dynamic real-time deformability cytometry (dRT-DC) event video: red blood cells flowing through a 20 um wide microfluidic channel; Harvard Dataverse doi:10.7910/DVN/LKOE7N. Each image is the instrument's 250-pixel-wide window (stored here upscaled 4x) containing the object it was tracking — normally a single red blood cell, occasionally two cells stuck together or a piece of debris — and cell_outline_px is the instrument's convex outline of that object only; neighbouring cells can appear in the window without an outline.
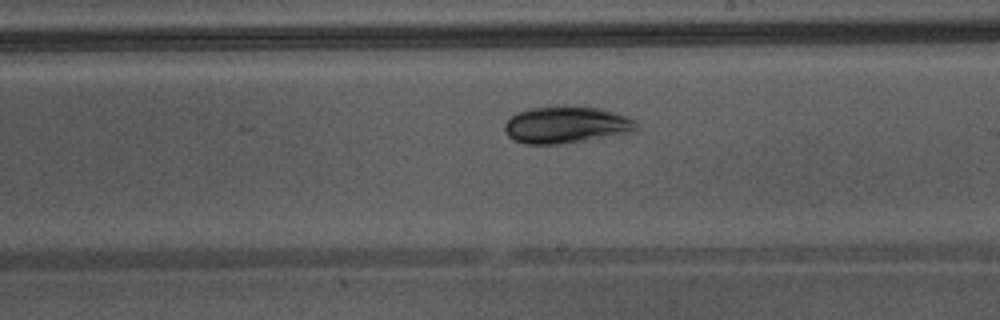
{"species": "Egyptian fruit bat (a non-hibernating species)", "species_latin": "Rousettus aegyptiacus", "temperature_condition": "warm", "stored_images_in_passage": 30, "camera_frame_rate_fps": 3000, "um_per_image_px": 0.085, "animal": {"sex": "male"}, "frame": {"image": 1, "passage_image": 13, "time_ms": 4.0, "image_size_px": [1000, 320], "cell_outline_px": [[640, 124], [636, 132], [560, 144], [524, 144], [512, 140], [504, 132], [504, 124], [512, 116], [520, 112], [532, 108], [564, 104], [600, 108], [628, 116], [636, 120]], "centroid_in_image_um": [48.17, 10.6], "position_along_channel_um": 240.8, "area_um2": 28.96}}